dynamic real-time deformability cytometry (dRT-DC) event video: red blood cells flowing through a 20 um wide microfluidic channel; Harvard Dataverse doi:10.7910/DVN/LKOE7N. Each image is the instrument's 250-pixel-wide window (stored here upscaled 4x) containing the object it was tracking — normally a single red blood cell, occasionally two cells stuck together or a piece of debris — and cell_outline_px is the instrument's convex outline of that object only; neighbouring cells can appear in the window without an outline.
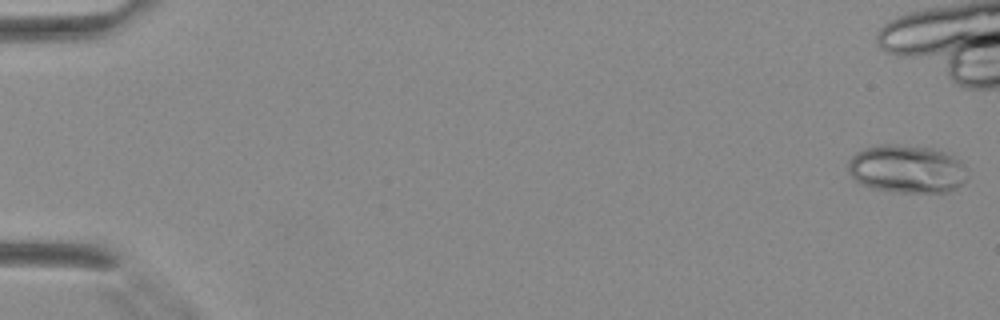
{"species": "Egyptian fruit bat (a non-hibernating species)", "species_latin": "Rousettus aegyptiacus", "temperature_condition": "warm", "stored_images_in_passage": 34, "camera_frame_rate_fps": 3000, "um_per_image_px": 0.085, "animal": {"sex": "female"}, "frame": {"image": 1, "passage_image": 1, "time_ms": 0.0, "image_size_px": [1000, 320], "cell_outline_px": [[968, 180], [956, 188], [948, 192], [900, 192], [868, 188], [860, 184], [848, 172], [848, 160], [856, 152], [864, 148], [880, 144], [892, 144], [932, 148], [944, 152], [960, 160], [968, 168]], "centroid_in_image_um": [77.1, 14.37], "position_along_channel_um": 7.9, "area_um2": 33.87}}